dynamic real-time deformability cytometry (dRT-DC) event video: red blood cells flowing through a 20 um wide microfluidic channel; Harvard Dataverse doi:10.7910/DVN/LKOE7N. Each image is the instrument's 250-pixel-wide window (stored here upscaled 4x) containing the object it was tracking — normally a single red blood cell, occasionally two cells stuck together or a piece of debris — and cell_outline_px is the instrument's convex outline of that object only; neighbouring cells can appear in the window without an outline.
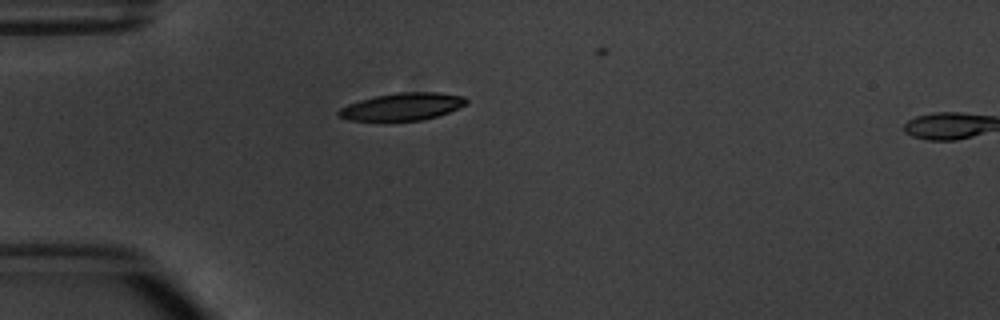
{"species": "common noctule bat (a hibernating species)", "species_latin": "Nyctalus noctula", "temperature_condition": "warm", "stored_images_in_passage": 2, "camera_frame_rate_fps": 3000, "um_per_image_px": 0.085, "animal": {"sex": "male", "body_mass_g": 20.1, "forearm_length_mm": 53.5}, "frame": {"image": 1, "passage_image": 1, "time_ms": 0.0, "image_size_px": [1000, 320], "cell_outline_px": [[468, 104], [448, 112], [424, 120], [348, 120], [336, 116], [336, 112], [340, 108], [348, 104], [360, 100], [376, 96], [396, 92], [440, 92], [464, 96], [468, 100]], "centroid_in_image_um": [34.2, 9.05], "position_along_channel_um": 50.8, "area_um2": 20.4}}